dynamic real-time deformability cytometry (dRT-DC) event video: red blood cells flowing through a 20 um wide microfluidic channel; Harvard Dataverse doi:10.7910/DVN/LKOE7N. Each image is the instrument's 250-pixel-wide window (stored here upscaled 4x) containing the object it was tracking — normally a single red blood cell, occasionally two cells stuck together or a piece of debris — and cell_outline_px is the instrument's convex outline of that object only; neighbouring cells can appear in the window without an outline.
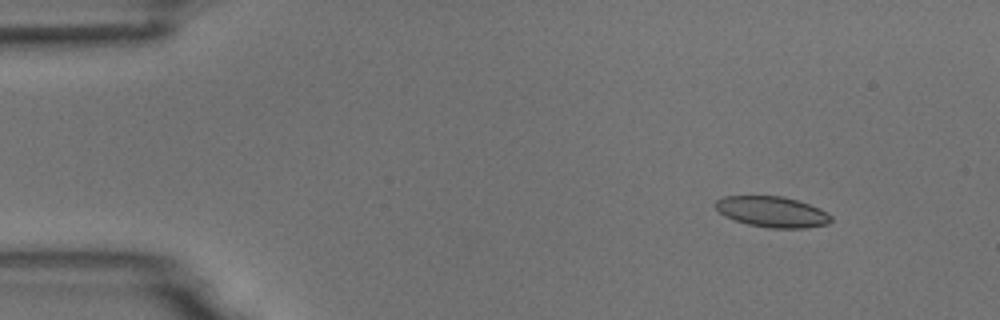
{"species": "common noctule bat (a hibernating species)", "species_latin": "Nyctalus noctula", "temperature_condition": "room temperature", "stored_images_in_passage": 10, "camera_frame_rate_fps": 3000, "um_per_image_px": 0.085, "animal": {"sex": "male", "body_mass_g": 18.8}, "frame": {"image": 1, "passage_image": 6, "time_ms": 1.667, "image_size_px": [1000, 320], "cell_outline_px": [[832, 220], [828, 224], [804, 228], [768, 228], [748, 224], [724, 216], [712, 204], [716, 200], [724, 196], [784, 196], [820, 208], [828, 212], [832, 216]], "centroid_in_image_um": [65.64, 18.0], "position_along_channel_um": 19.4, "area_um2": 20.81}}